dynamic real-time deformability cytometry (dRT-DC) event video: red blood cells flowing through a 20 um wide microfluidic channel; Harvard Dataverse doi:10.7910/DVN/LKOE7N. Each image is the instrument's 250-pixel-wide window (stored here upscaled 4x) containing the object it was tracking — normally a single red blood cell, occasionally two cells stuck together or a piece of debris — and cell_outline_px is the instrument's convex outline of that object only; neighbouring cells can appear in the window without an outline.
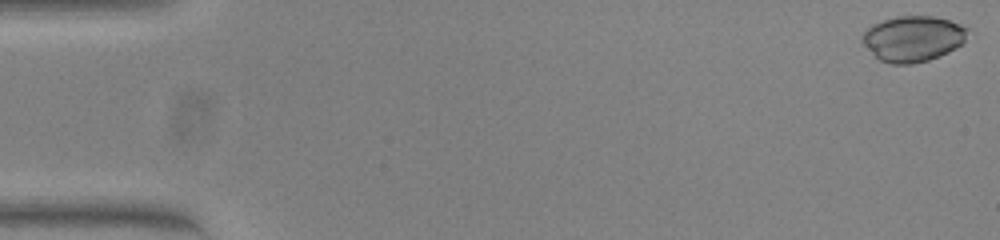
{"species": "common noctule bat (a hibernating species)", "species_latin": "Nyctalus noctula", "temperature_condition": "warm", "stored_images_in_passage": 54, "camera_frame_rate_fps": 3000, "um_per_image_px": 0.085, "animal": {"sex": "female", "body_mass_g": 23.0, "forearm_length_mm": 53.4}, "frame": {"image": 1, "passage_image": 1, "time_ms": 0.0, "image_size_px": [1000, 240], "cell_outline_px": [[968, 28], [964, 44], [940, 56], [928, 60], [912, 64], [892, 64], [880, 60], [860, 40], [860, 36], [872, 24], [896, 16], [932, 16], [948, 20], [960, 24]], "centroid_in_image_um": [77.61, 3.28], "position_along_channel_um": 7.4, "area_um2": 28.03}}
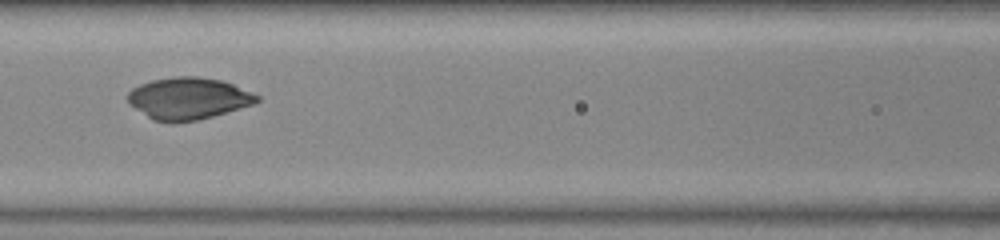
{"frame": {"image": 2, "passage_image": 24, "time_ms": 7.667, "image_size_px": [1000, 240], "cell_outline_px": [[260, 100], [252, 104], [200, 120], [152, 120], [136, 108], [128, 100], [128, 92], [132, 88], [140, 84], [152, 80], [176, 76], [196, 76], [220, 80], [232, 84], [252, 92], [260, 96]], "centroid_in_image_um": [16.02, 8.33], "position_along_channel_um": 150.6, "area_um2": 30.81}}
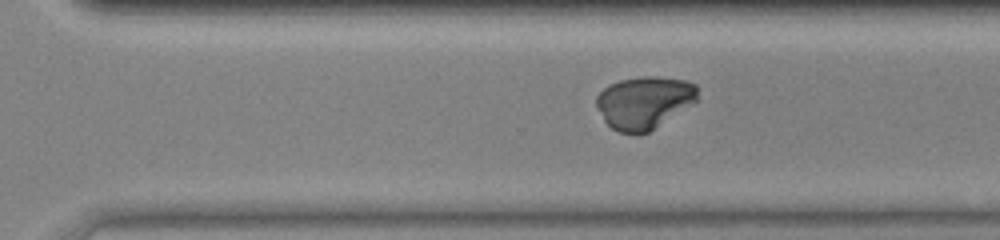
{"frame": {"image": 3, "passage_image": 37, "time_ms": 12.0, "image_size_px": [1000, 240], "cell_outline_px": [[696, 100], [648, 132], [620, 132], [612, 128], [604, 120], [596, 104], [596, 96], [608, 84], [620, 80], [640, 76], [656, 76], [684, 80], [696, 84]], "centroid_in_image_um": [54.71, 8.67], "position_along_channel_um": 315.9, "area_um2": 30.23}}